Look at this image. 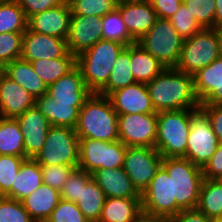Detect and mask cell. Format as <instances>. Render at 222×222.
<instances>
[{
    "instance_id": "cell-1",
    "label": "cell",
    "mask_w": 222,
    "mask_h": 222,
    "mask_svg": "<svg viewBox=\"0 0 222 222\" xmlns=\"http://www.w3.org/2000/svg\"><path fill=\"white\" fill-rule=\"evenodd\" d=\"M155 112L198 109L193 75L167 67L146 84Z\"/></svg>"
},
{
    "instance_id": "cell-2",
    "label": "cell",
    "mask_w": 222,
    "mask_h": 222,
    "mask_svg": "<svg viewBox=\"0 0 222 222\" xmlns=\"http://www.w3.org/2000/svg\"><path fill=\"white\" fill-rule=\"evenodd\" d=\"M75 130L79 138L108 142L119 140L118 114L109 98L92 93L79 111Z\"/></svg>"
},
{
    "instance_id": "cell-3",
    "label": "cell",
    "mask_w": 222,
    "mask_h": 222,
    "mask_svg": "<svg viewBox=\"0 0 222 222\" xmlns=\"http://www.w3.org/2000/svg\"><path fill=\"white\" fill-rule=\"evenodd\" d=\"M125 48L124 44L101 39L76 56V66L91 93H99L107 85L116 59Z\"/></svg>"
},
{
    "instance_id": "cell-4",
    "label": "cell",
    "mask_w": 222,
    "mask_h": 222,
    "mask_svg": "<svg viewBox=\"0 0 222 222\" xmlns=\"http://www.w3.org/2000/svg\"><path fill=\"white\" fill-rule=\"evenodd\" d=\"M190 118V109L157 112L155 149L162 157L186 158Z\"/></svg>"
},
{
    "instance_id": "cell-5",
    "label": "cell",
    "mask_w": 222,
    "mask_h": 222,
    "mask_svg": "<svg viewBox=\"0 0 222 222\" xmlns=\"http://www.w3.org/2000/svg\"><path fill=\"white\" fill-rule=\"evenodd\" d=\"M162 166L172 177V200L181 209H193L199 201L202 168L183 157H163Z\"/></svg>"
},
{
    "instance_id": "cell-6",
    "label": "cell",
    "mask_w": 222,
    "mask_h": 222,
    "mask_svg": "<svg viewBox=\"0 0 222 222\" xmlns=\"http://www.w3.org/2000/svg\"><path fill=\"white\" fill-rule=\"evenodd\" d=\"M183 42L171 21L161 18L137 41L166 68L177 65Z\"/></svg>"
},
{
    "instance_id": "cell-7",
    "label": "cell",
    "mask_w": 222,
    "mask_h": 222,
    "mask_svg": "<svg viewBox=\"0 0 222 222\" xmlns=\"http://www.w3.org/2000/svg\"><path fill=\"white\" fill-rule=\"evenodd\" d=\"M219 41L215 28H204L185 39L176 69L194 75L219 58Z\"/></svg>"
},
{
    "instance_id": "cell-8",
    "label": "cell",
    "mask_w": 222,
    "mask_h": 222,
    "mask_svg": "<svg viewBox=\"0 0 222 222\" xmlns=\"http://www.w3.org/2000/svg\"><path fill=\"white\" fill-rule=\"evenodd\" d=\"M40 165L79 164V137L69 127L50 126L42 150L34 158Z\"/></svg>"
},
{
    "instance_id": "cell-9",
    "label": "cell",
    "mask_w": 222,
    "mask_h": 222,
    "mask_svg": "<svg viewBox=\"0 0 222 222\" xmlns=\"http://www.w3.org/2000/svg\"><path fill=\"white\" fill-rule=\"evenodd\" d=\"M126 148L120 140L108 142L79 138L78 168L91 174L102 168L123 167Z\"/></svg>"
},
{
    "instance_id": "cell-10",
    "label": "cell",
    "mask_w": 222,
    "mask_h": 222,
    "mask_svg": "<svg viewBox=\"0 0 222 222\" xmlns=\"http://www.w3.org/2000/svg\"><path fill=\"white\" fill-rule=\"evenodd\" d=\"M141 208L143 214L165 221L181 211L172 200V177L162 165L141 193Z\"/></svg>"
},
{
    "instance_id": "cell-11",
    "label": "cell",
    "mask_w": 222,
    "mask_h": 222,
    "mask_svg": "<svg viewBox=\"0 0 222 222\" xmlns=\"http://www.w3.org/2000/svg\"><path fill=\"white\" fill-rule=\"evenodd\" d=\"M191 127L188 134L186 159L203 168L218 148L219 141L207 115L200 109H191Z\"/></svg>"
},
{
    "instance_id": "cell-12",
    "label": "cell",
    "mask_w": 222,
    "mask_h": 222,
    "mask_svg": "<svg viewBox=\"0 0 222 222\" xmlns=\"http://www.w3.org/2000/svg\"><path fill=\"white\" fill-rule=\"evenodd\" d=\"M163 157L152 147H127L123 169L141 194L162 165Z\"/></svg>"
},
{
    "instance_id": "cell-13",
    "label": "cell",
    "mask_w": 222,
    "mask_h": 222,
    "mask_svg": "<svg viewBox=\"0 0 222 222\" xmlns=\"http://www.w3.org/2000/svg\"><path fill=\"white\" fill-rule=\"evenodd\" d=\"M119 140L127 147L155 148L157 113L118 115Z\"/></svg>"
},
{
    "instance_id": "cell-14",
    "label": "cell",
    "mask_w": 222,
    "mask_h": 222,
    "mask_svg": "<svg viewBox=\"0 0 222 222\" xmlns=\"http://www.w3.org/2000/svg\"><path fill=\"white\" fill-rule=\"evenodd\" d=\"M101 39H103L101 17L71 15L69 34L66 40L70 53L77 56Z\"/></svg>"
},
{
    "instance_id": "cell-15",
    "label": "cell",
    "mask_w": 222,
    "mask_h": 222,
    "mask_svg": "<svg viewBox=\"0 0 222 222\" xmlns=\"http://www.w3.org/2000/svg\"><path fill=\"white\" fill-rule=\"evenodd\" d=\"M68 52L66 39L40 34L29 30L24 32L21 57L26 61L56 59Z\"/></svg>"
},
{
    "instance_id": "cell-16",
    "label": "cell",
    "mask_w": 222,
    "mask_h": 222,
    "mask_svg": "<svg viewBox=\"0 0 222 222\" xmlns=\"http://www.w3.org/2000/svg\"><path fill=\"white\" fill-rule=\"evenodd\" d=\"M118 115L147 114L155 112L145 83L115 90L107 96Z\"/></svg>"
},
{
    "instance_id": "cell-17",
    "label": "cell",
    "mask_w": 222,
    "mask_h": 222,
    "mask_svg": "<svg viewBox=\"0 0 222 222\" xmlns=\"http://www.w3.org/2000/svg\"><path fill=\"white\" fill-rule=\"evenodd\" d=\"M71 14V6L63 3L30 16L27 28L40 34L67 40Z\"/></svg>"
},
{
    "instance_id": "cell-18",
    "label": "cell",
    "mask_w": 222,
    "mask_h": 222,
    "mask_svg": "<svg viewBox=\"0 0 222 222\" xmlns=\"http://www.w3.org/2000/svg\"><path fill=\"white\" fill-rule=\"evenodd\" d=\"M46 93L57 102L56 104H71L73 107H82L84 101L92 94L77 66L49 85Z\"/></svg>"
},
{
    "instance_id": "cell-19",
    "label": "cell",
    "mask_w": 222,
    "mask_h": 222,
    "mask_svg": "<svg viewBox=\"0 0 222 222\" xmlns=\"http://www.w3.org/2000/svg\"><path fill=\"white\" fill-rule=\"evenodd\" d=\"M23 135L25 158H35L42 150L49 127L48 119L33 106L17 117Z\"/></svg>"
},
{
    "instance_id": "cell-20",
    "label": "cell",
    "mask_w": 222,
    "mask_h": 222,
    "mask_svg": "<svg viewBox=\"0 0 222 222\" xmlns=\"http://www.w3.org/2000/svg\"><path fill=\"white\" fill-rule=\"evenodd\" d=\"M117 9L127 31L136 42L150 30L158 19L148 0L118 3Z\"/></svg>"
},
{
    "instance_id": "cell-21",
    "label": "cell",
    "mask_w": 222,
    "mask_h": 222,
    "mask_svg": "<svg viewBox=\"0 0 222 222\" xmlns=\"http://www.w3.org/2000/svg\"><path fill=\"white\" fill-rule=\"evenodd\" d=\"M200 105H222V58H217L193 75Z\"/></svg>"
},
{
    "instance_id": "cell-22",
    "label": "cell",
    "mask_w": 222,
    "mask_h": 222,
    "mask_svg": "<svg viewBox=\"0 0 222 222\" xmlns=\"http://www.w3.org/2000/svg\"><path fill=\"white\" fill-rule=\"evenodd\" d=\"M36 99L4 73L0 75V117L13 118L35 106Z\"/></svg>"
},
{
    "instance_id": "cell-23",
    "label": "cell",
    "mask_w": 222,
    "mask_h": 222,
    "mask_svg": "<svg viewBox=\"0 0 222 222\" xmlns=\"http://www.w3.org/2000/svg\"><path fill=\"white\" fill-rule=\"evenodd\" d=\"M91 176L103 190L106 198H141V194L133 186L123 167L98 169L92 172Z\"/></svg>"
},
{
    "instance_id": "cell-24",
    "label": "cell",
    "mask_w": 222,
    "mask_h": 222,
    "mask_svg": "<svg viewBox=\"0 0 222 222\" xmlns=\"http://www.w3.org/2000/svg\"><path fill=\"white\" fill-rule=\"evenodd\" d=\"M60 199V191L42 184L21 202L35 222H46Z\"/></svg>"
},
{
    "instance_id": "cell-25",
    "label": "cell",
    "mask_w": 222,
    "mask_h": 222,
    "mask_svg": "<svg viewBox=\"0 0 222 222\" xmlns=\"http://www.w3.org/2000/svg\"><path fill=\"white\" fill-rule=\"evenodd\" d=\"M56 103L51 96L44 93L42 96L36 98L35 106L48 119L51 126L75 129L79 120V111L82 107Z\"/></svg>"
},
{
    "instance_id": "cell-26",
    "label": "cell",
    "mask_w": 222,
    "mask_h": 222,
    "mask_svg": "<svg viewBox=\"0 0 222 222\" xmlns=\"http://www.w3.org/2000/svg\"><path fill=\"white\" fill-rule=\"evenodd\" d=\"M43 184L40 164L34 158H25L6 197L22 201Z\"/></svg>"
},
{
    "instance_id": "cell-27",
    "label": "cell",
    "mask_w": 222,
    "mask_h": 222,
    "mask_svg": "<svg viewBox=\"0 0 222 222\" xmlns=\"http://www.w3.org/2000/svg\"><path fill=\"white\" fill-rule=\"evenodd\" d=\"M3 73L23 87L35 99L47 91L45 83L36 75L31 62L15 59L3 67Z\"/></svg>"
},
{
    "instance_id": "cell-28",
    "label": "cell",
    "mask_w": 222,
    "mask_h": 222,
    "mask_svg": "<svg viewBox=\"0 0 222 222\" xmlns=\"http://www.w3.org/2000/svg\"><path fill=\"white\" fill-rule=\"evenodd\" d=\"M130 67L137 83H149L166 67L139 43L130 45Z\"/></svg>"
},
{
    "instance_id": "cell-29",
    "label": "cell",
    "mask_w": 222,
    "mask_h": 222,
    "mask_svg": "<svg viewBox=\"0 0 222 222\" xmlns=\"http://www.w3.org/2000/svg\"><path fill=\"white\" fill-rule=\"evenodd\" d=\"M141 214V198H106L98 222H134Z\"/></svg>"
},
{
    "instance_id": "cell-30",
    "label": "cell",
    "mask_w": 222,
    "mask_h": 222,
    "mask_svg": "<svg viewBox=\"0 0 222 222\" xmlns=\"http://www.w3.org/2000/svg\"><path fill=\"white\" fill-rule=\"evenodd\" d=\"M31 64L36 75L48 87L76 66V56L68 51L63 57L38 59L31 61Z\"/></svg>"
},
{
    "instance_id": "cell-31",
    "label": "cell",
    "mask_w": 222,
    "mask_h": 222,
    "mask_svg": "<svg viewBox=\"0 0 222 222\" xmlns=\"http://www.w3.org/2000/svg\"><path fill=\"white\" fill-rule=\"evenodd\" d=\"M105 199L103 190L91 178L86 184H81L80 197L75 203L89 222H98Z\"/></svg>"
},
{
    "instance_id": "cell-32",
    "label": "cell",
    "mask_w": 222,
    "mask_h": 222,
    "mask_svg": "<svg viewBox=\"0 0 222 222\" xmlns=\"http://www.w3.org/2000/svg\"><path fill=\"white\" fill-rule=\"evenodd\" d=\"M196 208L212 220L222 218V179H203Z\"/></svg>"
},
{
    "instance_id": "cell-33",
    "label": "cell",
    "mask_w": 222,
    "mask_h": 222,
    "mask_svg": "<svg viewBox=\"0 0 222 222\" xmlns=\"http://www.w3.org/2000/svg\"><path fill=\"white\" fill-rule=\"evenodd\" d=\"M23 138L16 119L0 117V155L25 157Z\"/></svg>"
},
{
    "instance_id": "cell-34",
    "label": "cell",
    "mask_w": 222,
    "mask_h": 222,
    "mask_svg": "<svg viewBox=\"0 0 222 222\" xmlns=\"http://www.w3.org/2000/svg\"><path fill=\"white\" fill-rule=\"evenodd\" d=\"M130 67V45L119 54L109 76L107 85L98 93L108 96L117 89L135 84Z\"/></svg>"
},
{
    "instance_id": "cell-35",
    "label": "cell",
    "mask_w": 222,
    "mask_h": 222,
    "mask_svg": "<svg viewBox=\"0 0 222 222\" xmlns=\"http://www.w3.org/2000/svg\"><path fill=\"white\" fill-rule=\"evenodd\" d=\"M27 20L24 10L15 0L0 4V33L25 32Z\"/></svg>"
},
{
    "instance_id": "cell-36",
    "label": "cell",
    "mask_w": 222,
    "mask_h": 222,
    "mask_svg": "<svg viewBox=\"0 0 222 222\" xmlns=\"http://www.w3.org/2000/svg\"><path fill=\"white\" fill-rule=\"evenodd\" d=\"M101 20L103 39L121 43L125 46L136 43L127 31L117 8L101 17Z\"/></svg>"
},
{
    "instance_id": "cell-37",
    "label": "cell",
    "mask_w": 222,
    "mask_h": 222,
    "mask_svg": "<svg viewBox=\"0 0 222 222\" xmlns=\"http://www.w3.org/2000/svg\"><path fill=\"white\" fill-rule=\"evenodd\" d=\"M116 0H74L71 15L103 17L117 8Z\"/></svg>"
},
{
    "instance_id": "cell-38",
    "label": "cell",
    "mask_w": 222,
    "mask_h": 222,
    "mask_svg": "<svg viewBox=\"0 0 222 222\" xmlns=\"http://www.w3.org/2000/svg\"><path fill=\"white\" fill-rule=\"evenodd\" d=\"M24 32L0 33V65L4 67L21 57Z\"/></svg>"
},
{
    "instance_id": "cell-39",
    "label": "cell",
    "mask_w": 222,
    "mask_h": 222,
    "mask_svg": "<svg viewBox=\"0 0 222 222\" xmlns=\"http://www.w3.org/2000/svg\"><path fill=\"white\" fill-rule=\"evenodd\" d=\"M24 159L25 157L0 155V196H5L11 190Z\"/></svg>"
},
{
    "instance_id": "cell-40",
    "label": "cell",
    "mask_w": 222,
    "mask_h": 222,
    "mask_svg": "<svg viewBox=\"0 0 222 222\" xmlns=\"http://www.w3.org/2000/svg\"><path fill=\"white\" fill-rule=\"evenodd\" d=\"M169 20L184 40L193 37L203 29L184 3Z\"/></svg>"
},
{
    "instance_id": "cell-41",
    "label": "cell",
    "mask_w": 222,
    "mask_h": 222,
    "mask_svg": "<svg viewBox=\"0 0 222 222\" xmlns=\"http://www.w3.org/2000/svg\"><path fill=\"white\" fill-rule=\"evenodd\" d=\"M183 3L203 29L214 28L215 0H183Z\"/></svg>"
},
{
    "instance_id": "cell-42",
    "label": "cell",
    "mask_w": 222,
    "mask_h": 222,
    "mask_svg": "<svg viewBox=\"0 0 222 222\" xmlns=\"http://www.w3.org/2000/svg\"><path fill=\"white\" fill-rule=\"evenodd\" d=\"M0 222H35L21 201L0 196Z\"/></svg>"
},
{
    "instance_id": "cell-43",
    "label": "cell",
    "mask_w": 222,
    "mask_h": 222,
    "mask_svg": "<svg viewBox=\"0 0 222 222\" xmlns=\"http://www.w3.org/2000/svg\"><path fill=\"white\" fill-rule=\"evenodd\" d=\"M42 171L43 184L61 191L70 174L78 166L68 165H40Z\"/></svg>"
},
{
    "instance_id": "cell-44",
    "label": "cell",
    "mask_w": 222,
    "mask_h": 222,
    "mask_svg": "<svg viewBox=\"0 0 222 222\" xmlns=\"http://www.w3.org/2000/svg\"><path fill=\"white\" fill-rule=\"evenodd\" d=\"M46 222H89L75 202L60 199Z\"/></svg>"
},
{
    "instance_id": "cell-45",
    "label": "cell",
    "mask_w": 222,
    "mask_h": 222,
    "mask_svg": "<svg viewBox=\"0 0 222 222\" xmlns=\"http://www.w3.org/2000/svg\"><path fill=\"white\" fill-rule=\"evenodd\" d=\"M92 178L90 173L76 168L65 182L60 191V198L71 202H76L80 197L81 184H86Z\"/></svg>"
},
{
    "instance_id": "cell-46",
    "label": "cell",
    "mask_w": 222,
    "mask_h": 222,
    "mask_svg": "<svg viewBox=\"0 0 222 222\" xmlns=\"http://www.w3.org/2000/svg\"><path fill=\"white\" fill-rule=\"evenodd\" d=\"M15 1L24 10L27 19L34 14L41 13L52 7L63 4L62 0H15Z\"/></svg>"
},
{
    "instance_id": "cell-47",
    "label": "cell",
    "mask_w": 222,
    "mask_h": 222,
    "mask_svg": "<svg viewBox=\"0 0 222 222\" xmlns=\"http://www.w3.org/2000/svg\"><path fill=\"white\" fill-rule=\"evenodd\" d=\"M199 108L207 115L213 132L222 143V105H200Z\"/></svg>"
},
{
    "instance_id": "cell-48",
    "label": "cell",
    "mask_w": 222,
    "mask_h": 222,
    "mask_svg": "<svg viewBox=\"0 0 222 222\" xmlns=\"http://www.w3.org/2000/svg\"><path fill=\"white\" fill-rule=\"evenodd\" d=\"M204 179H222V143L202 168Z\"/></svg>"
},
{
    "instance_id": "cell-49",
    "label": "cell",
    "mask_w": 222,
    "mask_h": 222,
    "mask_svg": "<svg viewBox=\"0 0 222 222\" xmlns=\"http://www.w3.org/2000/svg\"><path fill=\"white\" fill-rule=\"evenodd\" d=\"M155 10L157 17L170 19L178 11L183 0H148Z\"/></svg>"
},
{
    "instance_id": "cell-50",
    "label": "cell",
    "mask_w": 222,
    "mask_h": 222,
    "mask_svg": "<svg viewBox=\"0 0 222 222\" xmlns=\"http://www.w3.org/2000/svg\"><path fill=\"white\" fill-rule=\"evenodd\" d=\"M166 222H213L197 208L181 210L175 216L170 217Z\"/></svg>"
},
{
    "instance_id": "cell-51",
    "label": "cell",
    "mask_w": 222,
    "mask_h": 222,
    "mask_svg": "<svg viewBox=\"0 0 222 222\" xmlns=\"http://www.w3.org/2000/svg\"><path fill=\"white\" fill-rule=\"evenodd\" d=\"M214 28L222 27V0H215Z\"/></svg>"
},
{
    "instance_id": "cell-52",
    "label": "cell",
    "mask_w": 222,
    "mask_h": 222,
    "mask_svg": "<svg viewBox=\"0 0 222 222\" xmlns=\"http://www.w3.org/2000/svg\"><path fill=\"white\" fill-rule=\"evenodd\" d=\"M134 222H166V221L163 219L151 217L142 213Z\"/></svg>"
},
{
    "instance_id": "cell-53",
    "label": "cell",
    "mask_w": 222,
    "mask_h": 222,
    "mask_svg": "<svg viewBox=\"0 0 222 222\" xmlns=\"http://www.w3.org/2000/svg\"><path fill=\"white\" fill-rule=\"evenodd\" d=\"M217 31L218 41H219V55L222 58V27L215 28Z\"/></svg>"
},
{
    "instance_id": "cell-54",
    "label": "cell",
    "mask_w": 222,
    "mask_h": 222,
    "mask_svg": "<svg viewBox=\"0 0 222 222\" xmlns=\"http://www.w3.org/2000/svg\"><path fill=\"white\" fill-rule=\"evenodd\" d=\"M131 1H142V0H116L117 3L131 2Z\"/></svg>"
},
{
    "instance_id": "cell-55",
    "label": "cell",
    "mask_w": 222,
    "mask_h": 222,
    "mask_svg": "<svg viewBox=\"0 0 222 222\" xmlns=\"http://www.w3.org/2000/svg\"><path fill=\"white\" fill-rule=\"evenodd\" d=\"M74 0H62L64 4H71Z\"/></svg>"
},
{
    "instance_id": "cell-56",
    "label": "cell",
    "mask_w": 222,
    "mask_h": 222,
    "mask_svg": "<svg viewBox=\"0 0 222 222\" xmlns=\"http://www.w3.org/2000/svg\"><path fill=\"white\" fill-rule=\"evenodd\" d=\"M213 222H222V218H219V219L213 220Z\"/></svg>"
},
{
    "instance_id": "cell-57",
    "label": "cell",
    "mask_w": 222,
    "mask_h": 222,
    "mask_svg": "<svg viewBox=\"0 0 222 222\" xmlns=\"http://www.w3.org/2000/svg\"><path fill=\"white\" fill-rule=\"evenodd\" d=\"M3 73V67L0 65V75Z\"/></svg>"
},
{
    "instance_id": "cell-58",
    "label": "cell",
    "mask_w": 222,
    "mask_h": 222,
    "mask_svg": "<svg viewBox=\"0 0 222 222\" xmlns=\"http://www.w3.org/2000/svg\"><path fill=\"white\" fill-rule=\"evenodd\" d=\"M5 1H7V0H0V4L3 3V2H5Z\"/></svg>"
}]
</instances>
